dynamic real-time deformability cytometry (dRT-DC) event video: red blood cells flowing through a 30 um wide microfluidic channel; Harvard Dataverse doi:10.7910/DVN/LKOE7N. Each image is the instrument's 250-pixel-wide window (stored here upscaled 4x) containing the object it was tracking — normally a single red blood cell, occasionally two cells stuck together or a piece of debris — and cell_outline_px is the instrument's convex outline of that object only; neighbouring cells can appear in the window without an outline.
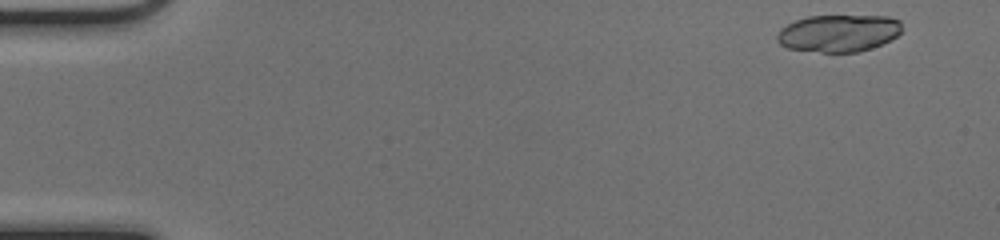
{"species": "common noctule bat (a hibernating species)", "species_latin": "Nyctalus noctula", "temperature_condition": "cold", "stored_images_in_passage": 50, "camera_frame_rate_fps": 3000, "um_per_image_px": 0.085, "animal": {"sex": "female", "body_mass_g": 17.0, "forearm_length_mm": 48.0}, "frame": {"image": 1, "passage_image": 2, "time_ms": 0.333, "image_size_px": [1000, 240], "cell_outline_px": [[900, 32], [896, 36], [880, 44], [856, 52], [820, 52], [788, 48], [780, 44], [776, 40], [776, 36], [780, 28], [796, 20], [808, 16], [888, 16], [900, 20]], "centroid_in_image_um": [71.23, 2.81], "position_along_channel_um": 13.8, "area_um2": 26.82}}
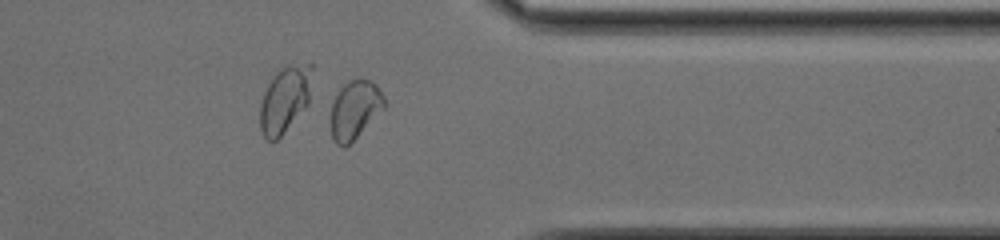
{"frame": {"image": 2, "passage_image": 40, "time_ms": 13.0, "image_size_px": [1000, 240], "cell_outline_px": [[388, 104], [344, 148], [336, 144], [332, 140], [332, 104], [336, 92], [348, 80], [360, 76], [372, 80], [376, 84], [384, 96]], "centroid_in_image_um": [30.18, 9.24], "position_along_channel_um": 381.2, "area_um2": 18.32}, "authors_computed_cell_mechanics": {"area_um2": 18.6116, "velocity_mm_per_s": 4.0815, "shape_relaxation_time_tau1_ms": 5.1634, "shape_relaxation_time_tau2_ms": 1.5506, "deformation_change_tau1": 0.1565, "deformation_change_tau2": 0.0481}}